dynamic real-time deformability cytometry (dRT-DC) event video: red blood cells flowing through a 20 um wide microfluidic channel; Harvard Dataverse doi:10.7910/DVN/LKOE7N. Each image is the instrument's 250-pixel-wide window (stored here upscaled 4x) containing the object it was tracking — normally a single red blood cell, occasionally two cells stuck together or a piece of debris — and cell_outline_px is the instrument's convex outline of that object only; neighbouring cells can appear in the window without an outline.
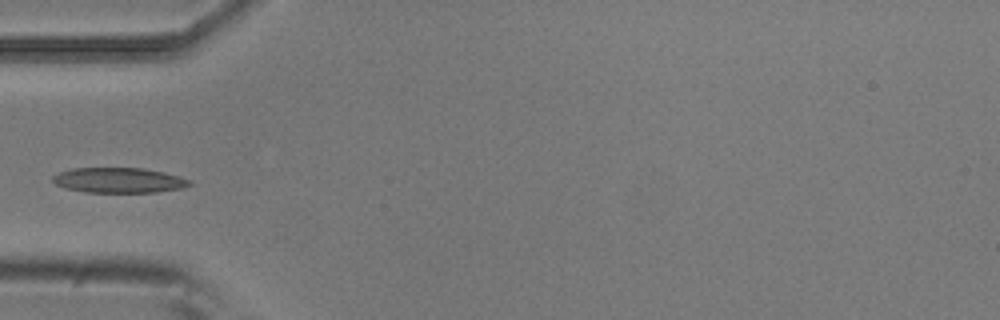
{"species": "common noctule bat (a hibernating species)", "species_latin": "Nyctalus noctula", "temperature_condition": "room temperature", "stored_images_in_passage": 6, "camera_frame_rate_fps": 3000, "um_per_image_px": 0.085, "animal": {"sex": "male", "body_mass_g": 20.5, "forearm_length_mm": 52.5}, "frame": {"image": 1, "passage_image": 6, "time_ms": 1.667, "image_size_px": [1000, 320], "cell_outline_px": [[192, 184], [180, 188], [156, 192], [84, 192], [64, 188], [56, 184], [52, 180], [52, 176], [60, 172], [72, 168], [144, 168], [164, 172], [180, 176], [192, 180]], "centroid_in_image_um": [10.1, 15.32], "position_along_channel_um": 74.9, "area_um2": 20.11}}